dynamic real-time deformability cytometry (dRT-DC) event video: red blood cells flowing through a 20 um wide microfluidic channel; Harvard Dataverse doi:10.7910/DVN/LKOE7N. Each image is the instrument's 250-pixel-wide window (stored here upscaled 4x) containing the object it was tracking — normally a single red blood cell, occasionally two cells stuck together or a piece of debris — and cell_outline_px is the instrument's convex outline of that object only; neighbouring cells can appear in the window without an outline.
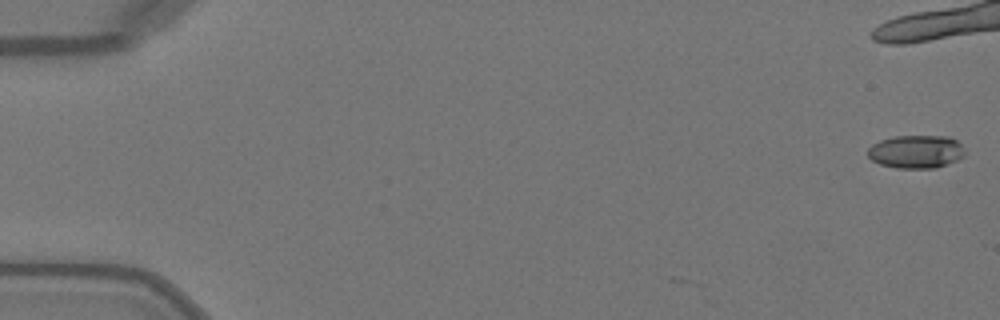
{"species": "Egyptian fruit bat (a non-hibernating species)", "species_latin": "Rousettus aegyptiacus", "temperature_condition": "warm", "stored_images_in_passage": 5, "camera_frame_rate_fps": 3000, "um_per_image_px": 0.085, "animal": {"sex": "female"}, "frame": {"image": 1, "passage_image": 1, "time_ms": 0.0, "image_size_px": [1000, 320], "cell_outline_px": [[964, 156], [956, 160], [936, 168], [896, 168], [880, 164], [872, 160], [868, 156], [868, 148], [872, 144], [880, 140], [896, 136], [948, 136], [956, 140], [960, 144], [964, 152]], "centroid_in_image_um": [77.84, 12.89], "position_along_channel_um": 7.2, "area_um2": 18.67}}